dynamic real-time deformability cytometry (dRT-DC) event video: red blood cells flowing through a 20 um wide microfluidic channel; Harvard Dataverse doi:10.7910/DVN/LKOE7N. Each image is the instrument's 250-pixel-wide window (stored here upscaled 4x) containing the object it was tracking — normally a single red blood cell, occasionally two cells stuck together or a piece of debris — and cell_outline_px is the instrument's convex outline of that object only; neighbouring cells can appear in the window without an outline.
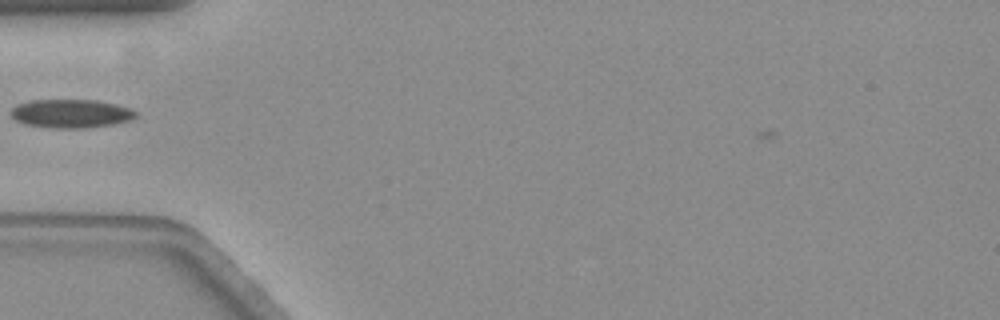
{"species": "common noctule bat (a hibernating species)", "species_latin": "Nyctalus noctula", "temperature_condition": "warm", "stored_images_in_passage": 7, "camera_frame_rate_fps": 3000, "um_per_image_px": 0.085, "animal": {"sex": "female", "body_mass_g": 19.3, "forearm_length_mm": 54.1}, "frame": {"image": 1, "passage_image": 2, "time_ms": 0.333, "image_size_px": [1000, 320], "cell_outline_px": [[136, 116], [132, 120], [112, 124], [84, 128], [52, 128], [24, 124], [16, 120], [12, 116], [12, 108], [16, 104], [28, 100], [96, 100], [116, 104], [128, 108], [136, 112]], "centroid_in_image_um": [6.01, 9.65], "position_along_channel_um": 79.0, "area_um2": 20.75}}